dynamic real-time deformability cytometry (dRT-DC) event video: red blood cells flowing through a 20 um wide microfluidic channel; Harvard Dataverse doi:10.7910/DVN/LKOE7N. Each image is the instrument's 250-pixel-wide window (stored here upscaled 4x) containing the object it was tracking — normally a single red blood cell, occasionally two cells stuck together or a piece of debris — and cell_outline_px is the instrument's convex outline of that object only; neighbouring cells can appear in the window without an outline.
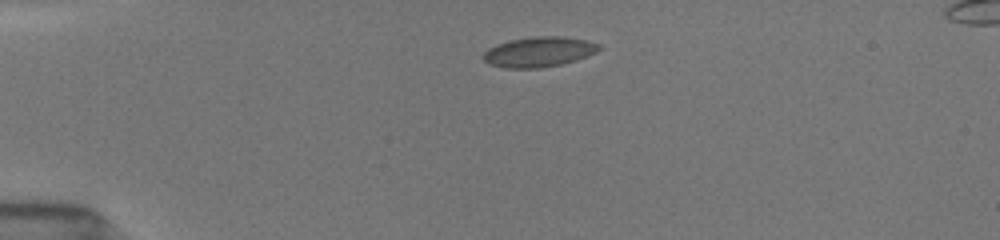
{"species": "common noctule bat (a hibernating species)", "species_latin": "Nyctalus noctula", "temperature_condition": "room temperature", "stored_images_in_passage": 49, "camera_frame_rate_fps": 3000, "um_per_image_px": 0.085, "animal": {"sex": "female", "body_mass_g": 19.5, "forearm_length_mm": 54.1}, "frame": {"image": 1, "passage_image": 1, "time_ms": 0.0, "image_size_px": [1000, 240], "cell_outline_px": [[604, 48], [596, 52], [576, 60], [560, 64], [540, 68], [504, 68], [488, 64], [484, 60], [484, 52], [488, 48], [496, 44], [508, 40], [532, 36], [564, 36], [588, 40], [600, 44]], "centroid_in_image_um": [45.82, 4.39], "position_along_channel_um": 39.2, "area_um2": 20.58}}
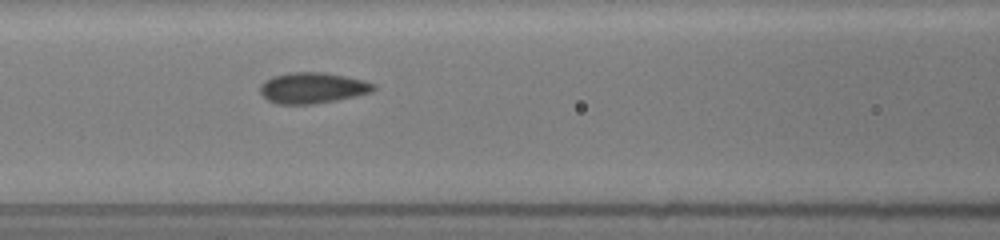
{"frame": {"image": 2, "passage_image": 19, "time_ms": 3.667, "image_size_px": [1000, 240], "cell_outline_px": [[376, 88], [372, 92], [356, 96], [336, 100], [312, 104], [276, 104], [268, 100], [260, 92], [260, 84], [264, 80], [272, 76], [288, 72], [324, 72], [364, 80], [376, 84]], "centroid_in_image_um": [26.56, 7.46], "position_along_channel_um": 140.0, "area_um2": 20.58}}
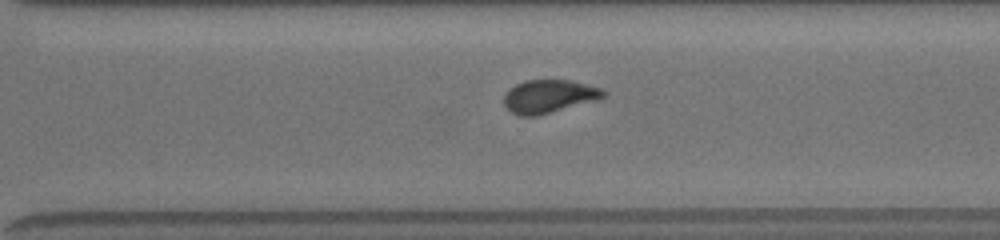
{"frame": {"image": 3, "passage_image": 43, "time_ms": 8.333, "image_size_px": [1000, 240], "cell_outline_px": [[608, 92], [604, 96], [596, 100], [536, 116], [520, 116], [512, 112], [504, 104], [504, 96], [508, 88], [524, 80], [572, 80], [604, 88]], "centroid_in_image_um": [46.68, 8.17], "position_along_channel_um": 323.9, "area_um2": 19.31}}